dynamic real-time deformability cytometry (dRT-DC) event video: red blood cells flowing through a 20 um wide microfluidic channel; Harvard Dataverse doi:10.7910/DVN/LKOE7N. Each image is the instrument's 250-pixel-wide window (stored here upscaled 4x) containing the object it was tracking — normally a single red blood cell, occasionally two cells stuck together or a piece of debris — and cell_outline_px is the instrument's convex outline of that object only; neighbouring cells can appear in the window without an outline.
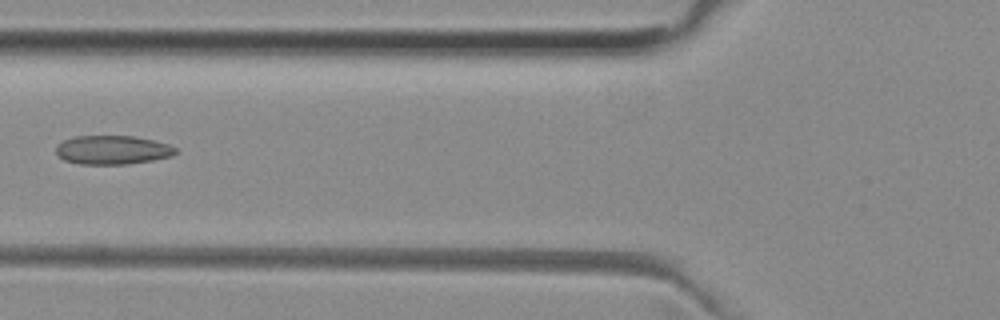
{"species": "common noctule bat (a hibernating species)", "species_latin": "Nyctalus noctula", "temperature_condition": "room temperature", "stored_images_in_passage": 4, "camera_frame_rate_fps": 3000, "um_per_image_px": 0.085, "animal": {"sex": "female", "body_mass_g": 29.2, "forearm_length_mm": 56.3}, "frame": {"image": 1, "passage_image": 2, "time_ms": 0.333, "image_size_px": [1000, 320], "cell_outline_px": [[176, 152], [172, 156], [152, 160], [128, 164], [80, 164], [64, 160], [56, 152], [56, 148], [64, 140], [76, 136], [132, 136], [152, 140], [168, 144], [176, 148]], "centroid_in_image_um": [9.57, 12.75], "position_along_channel_um": 116.2, "area_um2": 19.88}}
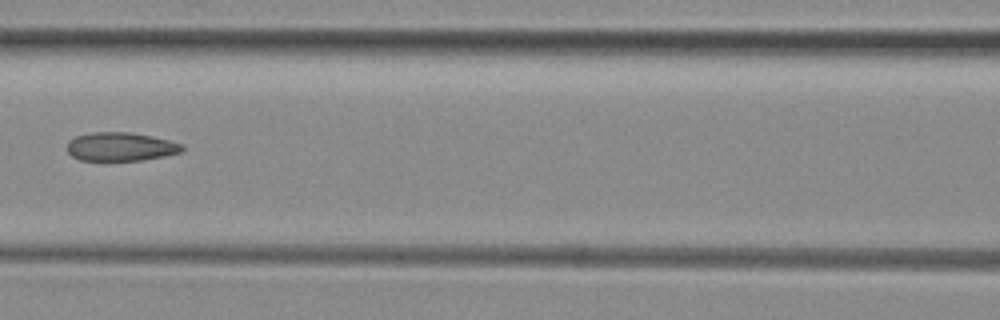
{"frame": {"image": 2, "passage_image": 3, "time_ms": 0.667, "image_size_px": [1000, 320], "cell_outline_px": [[184, 148], [180, 152], [164, 156], [140, 160], [80, 160], [72, 156], [68, 152], [68, 140], [76, 136], [92, 132], [128, 132], [152, 136], [184, 144]], "centroid_in_image_um": [10.25, 12.46], "position_along_channel_um": 156.3, "area_um2": 19.07}}
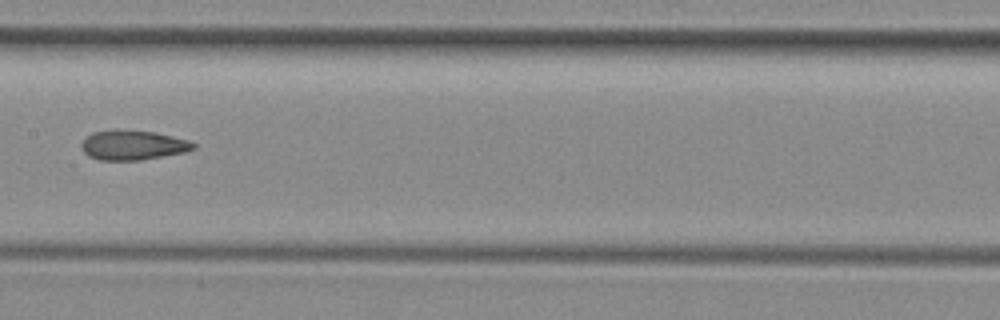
{"frame": {"image": 3, "passage_image": 4, "time_ms": 1.0, "image_size_px": [1000, 320], "cell_outline_px": [[196, 148], [184, 152], [140, 160], [100, 160], [88, 156], [80, 148], [80, 144], [92, 132], [116, 128], [120, 128], [152, 132], [188, 140], [196, 144]], "centroid_in_image_um": [11.25, 12.32], "position_along_channel_um": 196.2, "area_um2": 19.48}}